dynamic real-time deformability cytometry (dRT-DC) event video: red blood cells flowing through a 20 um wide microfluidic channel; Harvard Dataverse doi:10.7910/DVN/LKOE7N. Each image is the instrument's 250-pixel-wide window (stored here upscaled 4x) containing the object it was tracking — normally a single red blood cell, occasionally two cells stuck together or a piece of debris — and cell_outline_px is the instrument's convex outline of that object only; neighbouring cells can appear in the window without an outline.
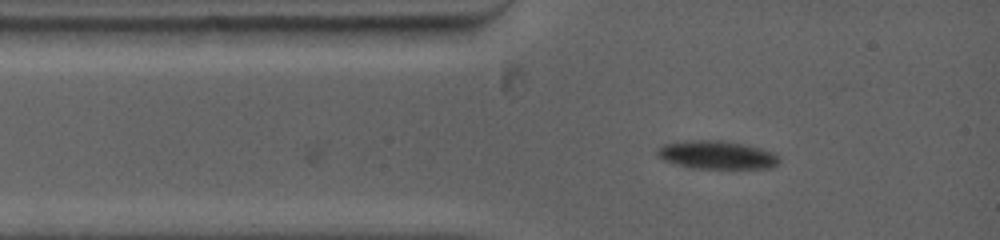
{"species": "common noctule bat (a hibernating species)", "species_latin": "Nyctalus noctula", "temperature_condition": "warm", "stored_images_in_passage": 2, "camera_frame_rate_fps": 5000, "um_per_image_px": 0.085, "animal": {"sex": "female", "body_mass_g": 19.0, "forearm_length_mm": 53.3}, "frame": {"image": 1, "passage_image": 2, "time_ms": 0.2, "image_size_px": [1000, 240], "cell_outline_px": [[780, 160], [772, 168], [688, 168], [664, 160], [656, 156], [656, 148], [660, 144], [688, 140], [724, 140], [744, 144], [760, 148], [772, 152]], "centroid_in_image_um": [60.85, 13.16], "position_along_channel_um": 24.2, "area_um2": 20.23}}